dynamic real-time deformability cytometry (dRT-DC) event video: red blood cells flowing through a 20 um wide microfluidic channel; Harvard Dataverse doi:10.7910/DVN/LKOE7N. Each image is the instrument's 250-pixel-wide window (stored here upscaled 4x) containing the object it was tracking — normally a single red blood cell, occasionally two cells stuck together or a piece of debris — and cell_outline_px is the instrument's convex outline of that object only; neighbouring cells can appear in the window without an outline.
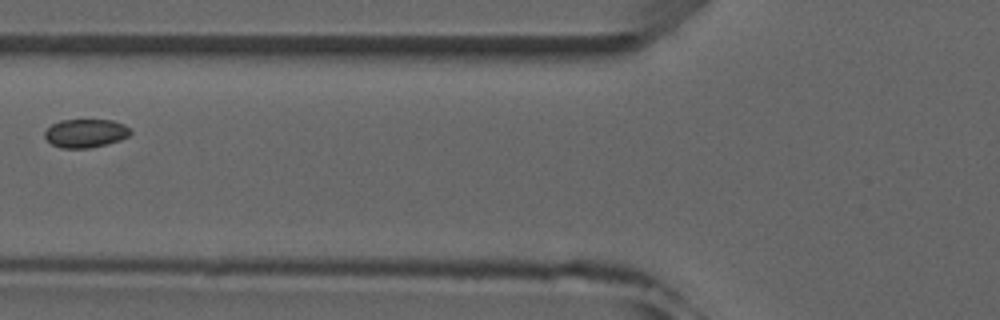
{"species": "common noctule bat (a hibernating species)", "species_latin": "Nyctalus noctula", "temperature_condition": "room temperature", "stored_images_in_passage": 5, "camera_frame_rate_fps": 3000, "um_per_image_px": 0.085, "animal": {"sex": "male", "forearm_length_mm": 52.5}, "frame": {"image": 1, "passage_image": 5, "time_ms": 4.333, "image_size_px": [1000, 320], "cell_outline_px": [[132, 132], [128, 136], [120, 140], [88, 148], [60, 148], [52, 144], [44, 136], [44, 132], [52, 124], [60, 120], [112, 120], [124, 124]], "centroid_in_image_um": [7.26, 11.32], "position_along_channel_um": 118.5, "area_um2": 14.1}}